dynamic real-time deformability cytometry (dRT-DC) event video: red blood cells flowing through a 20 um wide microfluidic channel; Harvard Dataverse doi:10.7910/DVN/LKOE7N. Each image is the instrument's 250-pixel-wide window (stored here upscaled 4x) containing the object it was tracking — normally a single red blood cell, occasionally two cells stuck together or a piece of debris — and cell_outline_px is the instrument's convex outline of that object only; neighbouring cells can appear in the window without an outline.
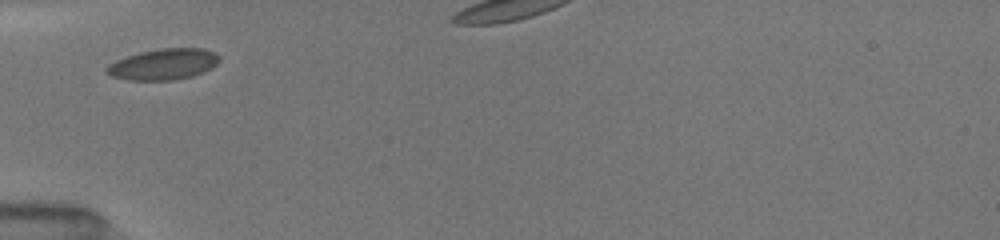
{"species": "common noctule bat (a hibernating species)", "species_latin": "Nyctalus noctula", "temperature_condition": "room temperature", "stored_images_in_passage": 3, "camera_frame_rate_fps": 3000, "um_per_image_px": 0.085, "animal": {"sex": "female", "body_mass_g": 19.5, "forearm_length_mm": 54.1}, "frame": {"image": 1, "passage_image": 1, "time_ms": 0.0, "image_size_px": [1000, 240], "cell_outline_px": [[220, 60], [212, 68], [204, 72], [192, 76], [172, 80], [128, 80], [112, 76], [104, 68], [108, 64], [116, 60], [140, 52], [160, 48], [204, 48], [216, 52], [220, 56]], "centroid_in_image_um": [13.93, 5.45], "position_along_channel_um": 71.1, "area_um2": 20.46}}